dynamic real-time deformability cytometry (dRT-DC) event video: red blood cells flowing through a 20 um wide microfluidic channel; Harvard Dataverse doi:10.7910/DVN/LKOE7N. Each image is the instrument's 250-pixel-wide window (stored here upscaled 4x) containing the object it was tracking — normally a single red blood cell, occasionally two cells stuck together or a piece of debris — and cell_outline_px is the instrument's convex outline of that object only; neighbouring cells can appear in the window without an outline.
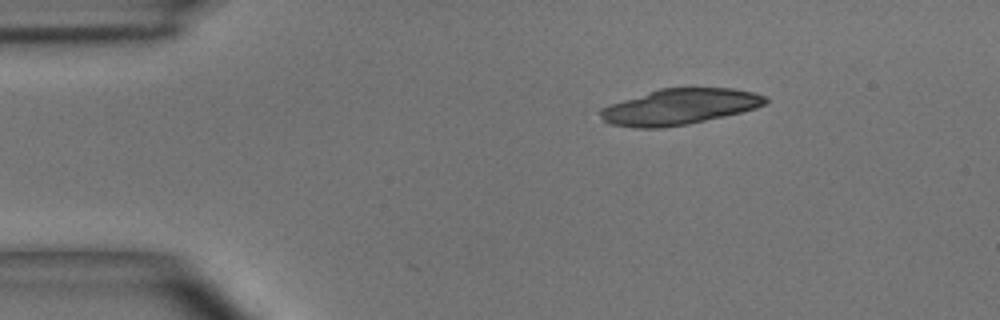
{"species": "common noctule bat (a hibernating species)", "species_latin": "Nyctalus noctula", "temperature_condition": "room temperature", "stored_images_in_passage": 22, "camera_frame_rate_fps": 3000, "um_per_image_px": 0.085, "animal": {"sex": "male", "body_mass_g": 15.6}, "frame": {"image": 1, "passage_image": 1, "time_ms": 0.0, "image_size_px": [1000, 320], "cell_outline_px": [[768, 100], [764, 104], [756, 108], [724, 116], [664, 128], [636, 128], [608, 124], [600, 116], [600, 108], [660, 88], [732, 88], [752, 92], [764, 96]], "centroid_in_image_um": [57.74, 9.08], "position_along_channel_um": 27.3, "area_um2": 33.93}}